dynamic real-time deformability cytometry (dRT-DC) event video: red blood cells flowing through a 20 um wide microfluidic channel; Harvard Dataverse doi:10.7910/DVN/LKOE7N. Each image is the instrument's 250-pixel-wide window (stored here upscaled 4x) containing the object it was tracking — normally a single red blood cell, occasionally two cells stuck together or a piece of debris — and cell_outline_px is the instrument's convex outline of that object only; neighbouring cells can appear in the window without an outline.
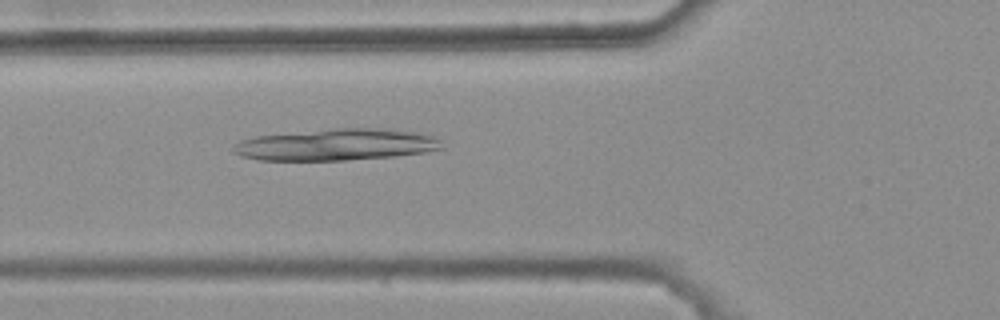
{"species": "common noctule bat (a hibernating species)", "species_latin": "Nyctalus noctula", "temperature_condition": "warm", "stored_images_in_passage": 4, "camera_frame_rate_fps": 3000, "um_per_image_px": 0.085, "animal": {"sex": "female", "body_mass_g": 25.1}, "frame": {"image": 1, "passage_image": 4, "time_ms": 1.0, "image_size_px": [1000, 320], "cell_outline_px": [[444, 148], [424, 152], [396, 156], [344, 160], [260, 160], [240, 156], [232, 152], [232, 148], [240, 140], [256, 136], [332, 128], [392, 128], [420, 132], [432, 136], [440, 140]], "centroid_in_image_um": [28.61, 12.29], "position_along_channel_um": 97.2, "area_um2": 38.73}}